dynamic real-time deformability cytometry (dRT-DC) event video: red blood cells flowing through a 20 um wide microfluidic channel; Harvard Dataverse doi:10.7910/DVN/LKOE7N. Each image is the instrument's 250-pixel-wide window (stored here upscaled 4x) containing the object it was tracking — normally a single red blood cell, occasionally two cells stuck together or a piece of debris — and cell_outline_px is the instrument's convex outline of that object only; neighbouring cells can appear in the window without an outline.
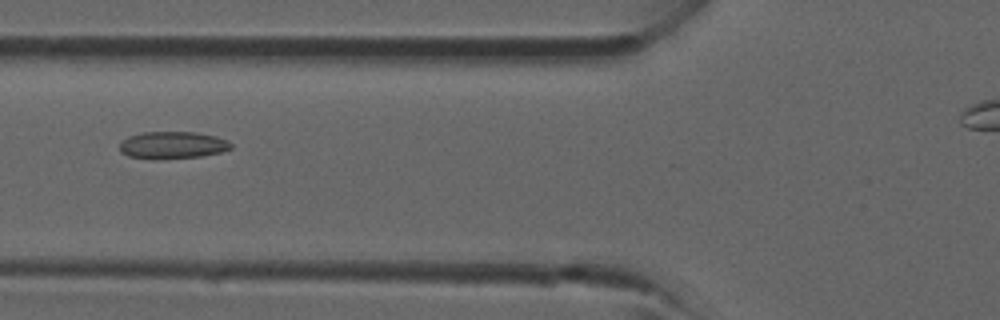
{"species": "common noctule bat (a hibernating species)", "species_latin": "Nyctalus noctula", "temperature_condition": "room temperature", "stored_images_in_passage": 6, "camera_frame_rate_fps": 3000, "um_per_image_px": 0.085, "animal": {"sex": "male", "forearm_length_mm": 52.5}, "frame": {"image": 1, "passage_image": 5, "time_ms": 4.333, "image_size_px": [1000, 320], "cell_outline_px": [[232, 148], [220, 152], [200, 156], [160, 160], [128, 156], [120, 152], [120, 144], [128, 136], [144, 132], [196, 132], [216, 136], [228, 140], [232, 144]], "centroid_in_image_um": [14.67, 12.34], "position_along_channel_um": 111.1, "area_um2": 17.74}}
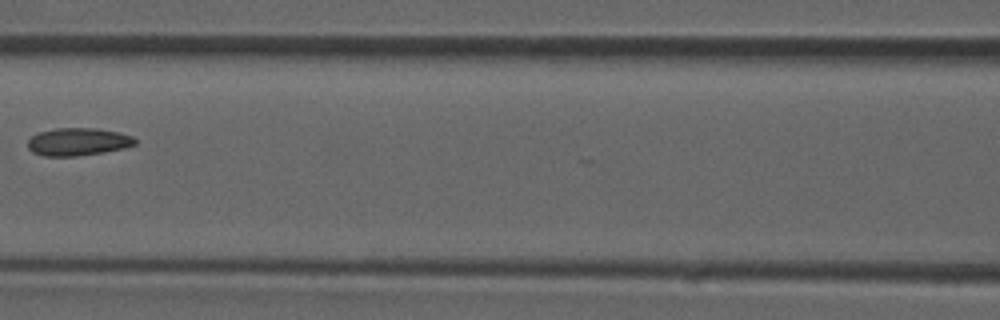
{"frame": {"image": 2, "passage_image": 6, "time_ms": 5.333, "image_size_px": [1000, 320], "cell_outline_px": [[136, 144], [124, 148], [104, 152], [76, 156], [44, 156], [32, 152], [28, 148], [28, 140], [32, 136], [40, 132], [56, 128], [96, 128], [120, 132], [132, 136], [136, 140]], "centroid_in_image_um": [6.64, 12.05], "position_along_channel_um": 160.0, "area_um2": 17.34}}